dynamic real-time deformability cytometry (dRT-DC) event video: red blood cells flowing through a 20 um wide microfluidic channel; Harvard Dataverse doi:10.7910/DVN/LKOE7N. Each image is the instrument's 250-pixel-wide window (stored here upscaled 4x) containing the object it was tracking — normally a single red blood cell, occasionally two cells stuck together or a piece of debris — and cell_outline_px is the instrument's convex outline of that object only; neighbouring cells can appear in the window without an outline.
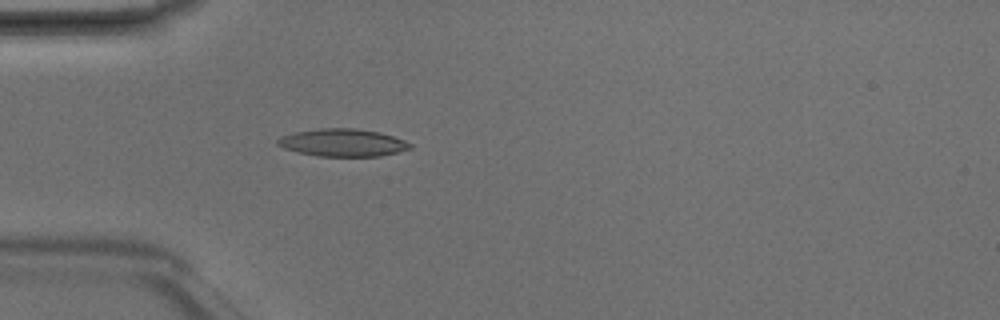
{"species": "Egyptian fruit bat (a non-hibernating species)", "species_latin": "Rousettus aegyptiacus", "temperature_condition": "room temperature", "stored_images_in_passage": 4, "camera_frame_rate_fps": 3000, "um_per_image_px": 0.085, "animal": {"sex": "male"}, "frame": {"image": 1, "passage_image": 4, "time_ms": 1.0, "image_size_px": [1000, 320], "cell_outline_px": [[412, 148], [380, 156], [320, 156], [300, 152], [284, 148], [276, 144], [276, 140], [280, 136], [296, 132], [320, 128], [356, 128], [380, 132], [404, 140], [412, 144]], "centroid_in_image_um": [29.13, 12.11], "position_along_channel_um": 55.9, "area_um2": 21.15}}